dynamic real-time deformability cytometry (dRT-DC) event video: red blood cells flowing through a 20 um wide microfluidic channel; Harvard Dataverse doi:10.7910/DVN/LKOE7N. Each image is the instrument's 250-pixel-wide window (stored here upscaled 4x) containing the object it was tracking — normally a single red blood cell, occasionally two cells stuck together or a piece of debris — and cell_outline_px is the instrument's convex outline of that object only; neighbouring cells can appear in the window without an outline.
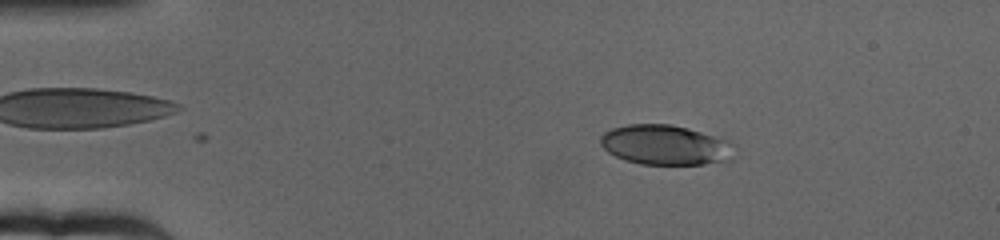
{"species": "human", "species_latin": "Homo sapiens", "temperature_condition": "cold", "stored_images_in_passage": 64, "camera_frame_rate_fps": 3000, "um_per_image_px": 0.085, "donor": {"sex": "female"}, "frame": {"image": 1, "passage_image": 11, "time_ms": 3.333, "image_size_px": [1000, 240], "cell_outline_px": [[736, 156], [732, 160], [704, 164], [640, 164], [624, 160], [608, 152], [600, 144], [600, 136], [604, 132], [612, 128], [628, 124], [672, 124], [688, 128], [728, 140], [732, 144]], "centroid_in_image_um": [56.57, 12.32], "position_along_channel_um": 28.4, "area_um2": 31.39}}
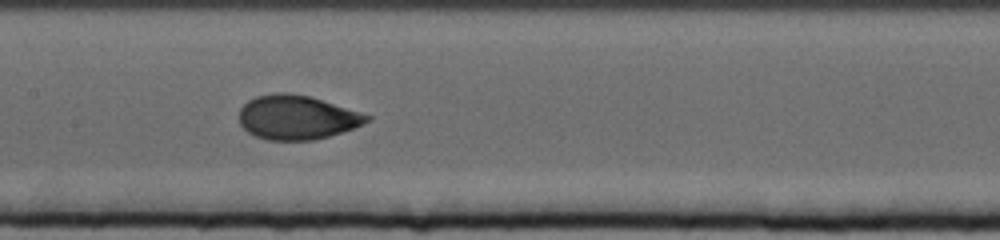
{"frame": {"image": 2, "passage_image": 32, "time_ms": 10.333, "image_size_px": [1000, 240], "cell_outline_px": [[372, 116], [368, 120], [352, 128], [328, 136], [312, 140], [268, 140], [256, 136], [248, 132], [240, 124], [240, 108], [248, 100], [256, 96], [276, 92], [288, 92], [308, 96]], "centroid_in_image_um": [25.17, 9.97], "position_along_channel_um": 182.2, "area_um2": 32.37}}
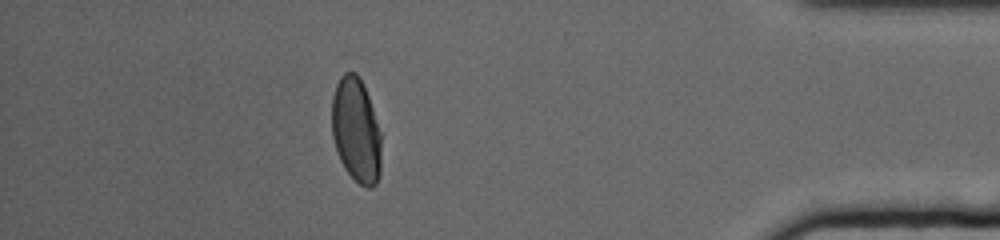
{"frame": {"image": 3, "passage_image": 57, "time_ms": 18.667, "image_size_px": [1000, 240], "cell_outline_px": [[380, 176], [376, 184], [372, 188], [368, 188], [360, 184], [344, 168], [340, 160], [332, 136], [332, 96], [336, 84], [340, 76], [344, 72], [356, 72], [364, 84], [380, 132]], "centroid_in_image_um": [30.26, 11.06], "position_along_channel_um": 404.9, "area_um2": 30.11}, "authors_computed_cell_mechanics": {"area_um2": 32.368, "velocity_mm_per_s": 3.1591, "shape_relaxation_time_tau1_ms": 4.2629, "shape_relaxation_time_tau2_ms": null, "deformation_change_tau1": 0.1587, "deformation_change_tau2": null}}